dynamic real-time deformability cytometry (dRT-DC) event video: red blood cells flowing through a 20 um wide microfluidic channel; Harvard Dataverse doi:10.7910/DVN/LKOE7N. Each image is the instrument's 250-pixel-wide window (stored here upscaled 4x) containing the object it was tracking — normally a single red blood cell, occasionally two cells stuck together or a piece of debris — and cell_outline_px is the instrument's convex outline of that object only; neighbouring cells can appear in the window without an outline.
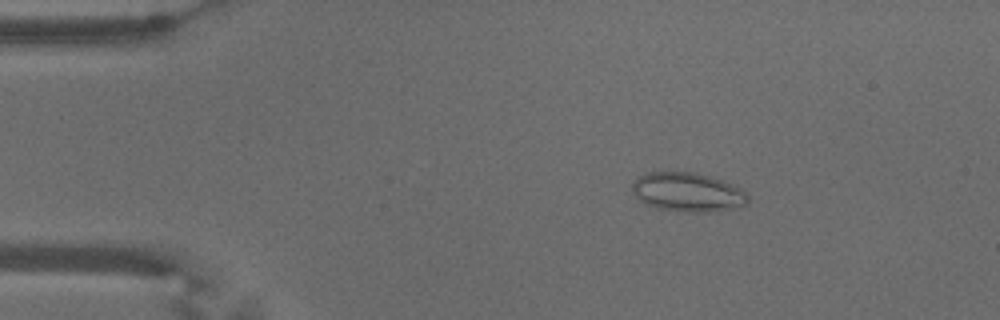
{"species": "common noctule bat (a hibernating species)", "species_latin": "Nyctalus noctula", "temperature_condition": "warm", "stored_images_in_passage": 55, "camera_frame_rate_fps": 3000, "um_per_image_px": 0.085, "animal": {"sex": "male", "body_mass_g": 18.8}, "frame": {"image": 1, "passage_image": 9, "time_ms": 2.667, "image_size_px": [1000, 320], "cell_outline_px": [[748, 204], [732, 208], [712, 212], [680, 212], [656, 208], [640, 200], [632, 192], [632, 184], [640, 176], [648, 172], [692, 172], [712, 176], [744, 192], [748, 196]], "centroid_in_image_um": [58.42, 16.35], "position_along_channel_um": 26.6, "area_um2": 26.07}}
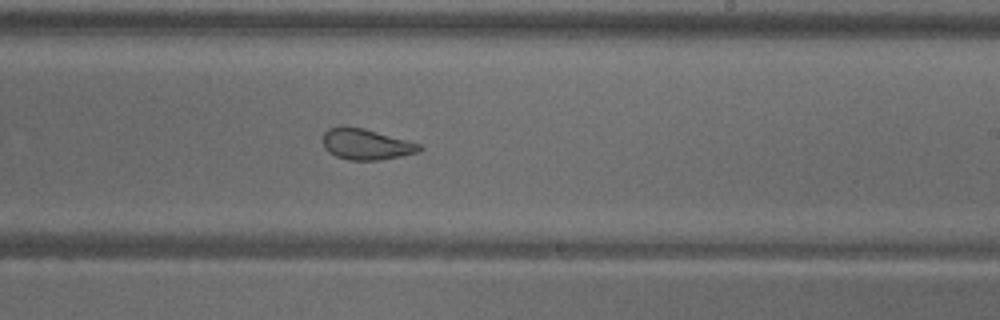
{"frame": {"image": 2, "passage_image": 33, "time_ms": 10.667, "image_size_px": [1000, 320], "cell_outline_px": [[424, 148], [420, 152], [380, 160], [348, 160], [336, 156], [328, 152], [324, 148], [324, 132], [328, 128], [340, 124], [344, 124], [364, 128], [420, 144]], "centroid_in_image_um": [31.09, 12.24], "position_along_channel_um": 257.9, "area_um2": 17.63}}
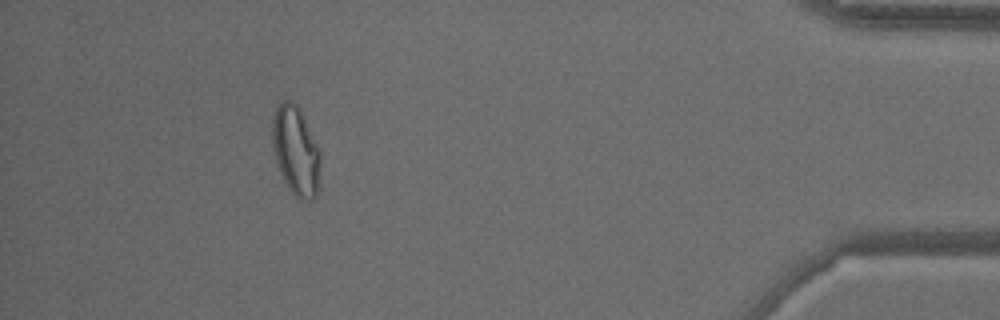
{"frame": {"image": 3, "passage_image": 50, "time_ms": 16.333, "image_size_px": [1000, 320], "cell_outline_px": [[320, 188], [316, 196], [312, 200], [308, 200], [296, 196], [288, 188], [280, 172], [276, 160], [272, 144], [272, 120], [276, 108], [284, 100], [288, 100], [296, 104], [300, 108], [320, 148]], "centroid_in_image_um": [25.18, 12.82], "position_along_channel_um": 410.0, "area_um2": 25.26}, "authors_computed_cell_mechanics": {"area_um2": 22.5998, "velocity_mm_per_s": 3.6648, "shape_relaxation_time_tau1_ms": null, "shape_relaxation_time_tau2_ms": 1.006, "deformation_change_tau1": null, "deformation_change_tau2": 0.0881}}